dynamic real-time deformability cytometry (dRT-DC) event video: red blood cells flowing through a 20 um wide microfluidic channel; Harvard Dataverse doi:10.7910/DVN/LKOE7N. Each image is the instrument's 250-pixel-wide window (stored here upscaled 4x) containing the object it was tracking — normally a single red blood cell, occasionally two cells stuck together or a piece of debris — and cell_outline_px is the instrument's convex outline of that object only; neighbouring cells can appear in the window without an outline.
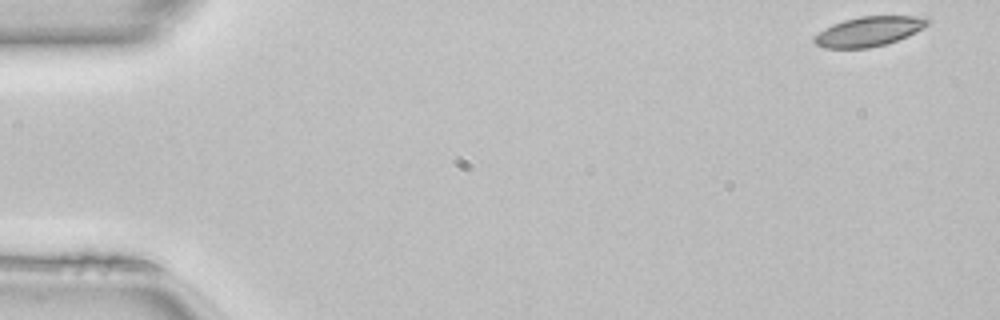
{"species": "common noctule bat (a hibernating species)", "species_latin": "Nyctalus noctula", "temperature_condition": "room temperature", "stored_images_in_passage": 8, "camera_frame_rate_fps": 3000, "um_per_image_px": 0.085, "animal": {"sex": "female", "body_mass_g": 22.7, "forearm_length_mm": 54.2}, "frame": {"image": 1, "passage_image": 1, "time_ms": 0.0, "image_size_px": [1000, 320], "cell_outline_px": [[932, 20], [924, 28], [908, 36], [884, 44], [868, 48], [824, 48], [816, 44], [812, 40], [824, 28], [832, 24], [844, 20], [860, 16], [928, 16]], "centroid_in_image_um": [73.9, 2.65], "position_along_channel_um": 11.1, "area_um2": 19.65}}